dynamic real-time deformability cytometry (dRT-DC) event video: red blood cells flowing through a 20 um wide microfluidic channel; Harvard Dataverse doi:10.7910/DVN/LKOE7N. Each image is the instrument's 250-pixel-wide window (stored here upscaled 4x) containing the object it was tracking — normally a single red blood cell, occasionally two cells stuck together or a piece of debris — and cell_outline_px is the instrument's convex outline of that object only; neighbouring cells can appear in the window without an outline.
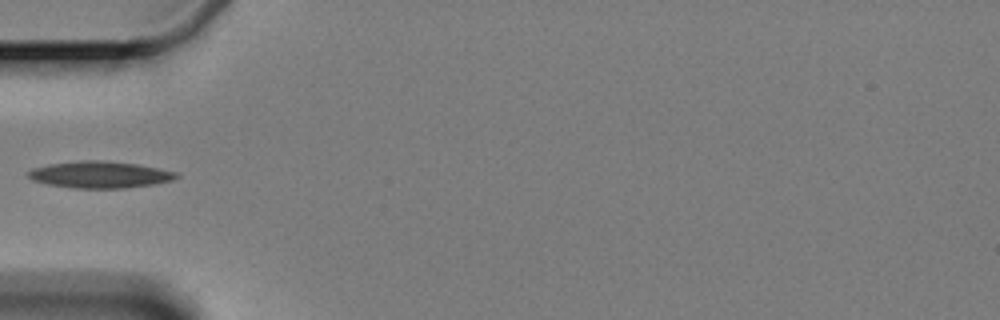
{"species": "Egyptian fruit bat (a non-hibernating species)", "species_latin": "Rousettus aegyptiacus", "temperature_condition": "cold", "stored_images_in_passage": 10, "camera_frame_rate_fps": 3000, "um_per_image_px": 0.085, "animal": {"sex": "female"}, "frame": {"image": 1, "passage_image": 4, "time_ms": 3.333, "image_size_px": [1000, 320], "cell_outline_px": [[180, 176], [172, 180], [156, 184], [124, 188], [72, 188], [48, 184], [36, 180], [28, 176], [28, 172], [32, 168], [52, 164], [84, 160], [96, 160], [136, 164], [156, 168], [172, 172]], "centroid_in_image_um": [8.49, 14.85], "position_along_channel_um": 76.5, "area_um2": 22.54}}
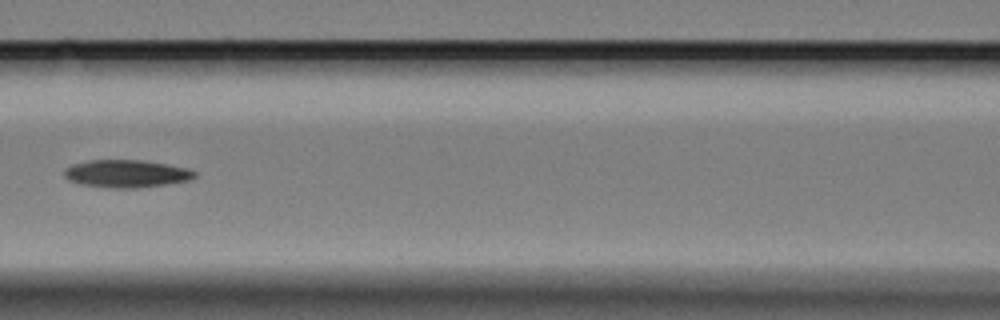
{"frame": {"image": 2, "passage_image": 6, "time_ms": 5.667, "image_size_px": [1000, 320], "cell_outline_px": [[196, 176], [192, 180], [168, 184], [136, 188], [112, 188], [80, 184], [68, 180], [64, 176], [64, 168], [72, 164], [88, 160], [140, 160], [168, 164], [188, 168], [196, 172]], "centroid_in_image_um": [10.75, 14.76], "position_along_channel_um": 155.8, "area_um2": 21.21}}
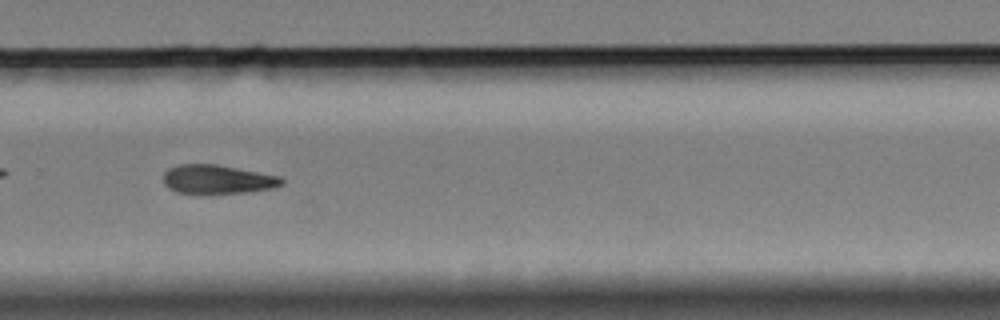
{"frame": {"image": 3, "passage_image": 10, "time_ms": 10.333, "image_size_px": [1000, 320], "cell_outline_px": [[284, 184], [272, 188], [252, 192], [212, 196], [204, 196], [176, 192], [168, 188], [164, 184], [164, 172], [168, 168], [180, 164], [216, 164], [280, 176], [284, 180]], "centroid_in_image_um": [18.47, 15.3], "position_along_channel_um": 311.3, "area_um2": 20.87}}